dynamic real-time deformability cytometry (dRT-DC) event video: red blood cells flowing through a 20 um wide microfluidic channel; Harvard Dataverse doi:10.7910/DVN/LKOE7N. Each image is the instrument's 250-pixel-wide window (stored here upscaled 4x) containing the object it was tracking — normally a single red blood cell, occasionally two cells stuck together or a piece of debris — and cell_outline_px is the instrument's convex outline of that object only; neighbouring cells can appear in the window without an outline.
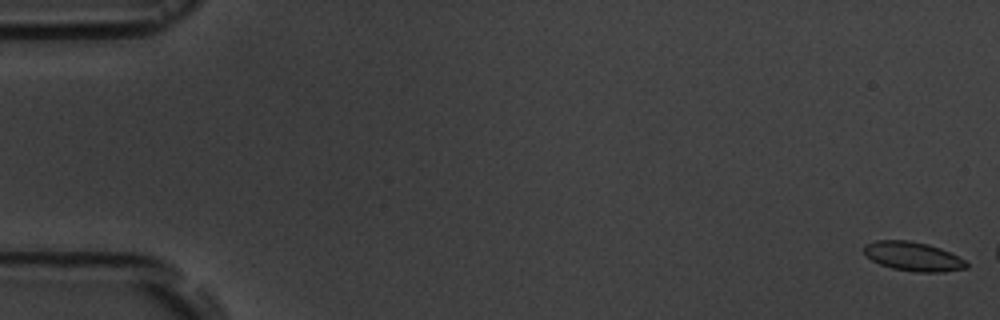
{"species": "common noctule bat (a hibernating species)", "species_latin": "Nyctalus noctula", "temperature_condition": "room temperature", "stored_images_in_passage": 3, "camera_frame_rate_fps": 3000, "um_per_image_px": 0.085, "animal": {"sex": "male", "body_mass_g": 19.5, "forearm_length_mm": 54.6}, "frame": {"image": 1, "passage_image": 1, "time_ms": 0.0, "image_size_px": [1000, 320], "cell_outline_px": [[968, 268], [944, 272], [916, 272], [892, 268], [880, 264], [872, 260], [864, 252], [864, 244], [876, 240], [908, 240], [928, 244], [940, 248], [964, 260], [968, 264]], "centroid_in_image_um": [77.6, 21.79], "position_along_channel_um": 7.4, "area_um2": 17.28}}